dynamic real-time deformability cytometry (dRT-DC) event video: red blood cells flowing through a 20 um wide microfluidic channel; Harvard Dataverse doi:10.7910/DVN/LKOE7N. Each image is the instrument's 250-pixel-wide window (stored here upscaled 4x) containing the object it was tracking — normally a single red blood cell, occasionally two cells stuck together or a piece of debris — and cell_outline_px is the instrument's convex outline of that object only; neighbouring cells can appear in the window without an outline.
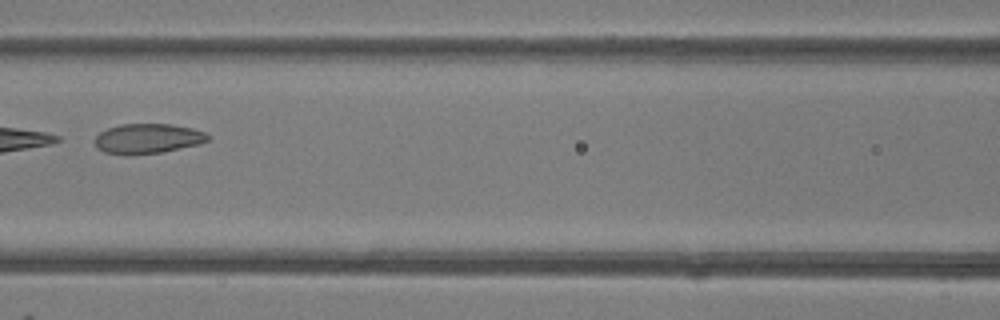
{"species": "common noctule bat (a hibernating species)", "species_latin": "Nyctalus noctula", "temperature_condition": "room temperature", "stored_images_in_passage": 6, "camera_frame_rate_fps": 3000, "um_per_image_px": 0.085, "animal": {"sex": "female"}, "frame": {"image": 1, "passage_image": 6, "time_ms": 5.667, "image_size_px": [1000, 320], "cell_outline_px": [[212, 136], [208, 140], [200, 144], [160, 152], [128, 156], [104, 152], [96, 148], [96, 136], [100, 132], [108, 128], [120, 124], [172, 124], [192, 128], [204, 132]], "centroid_in_image_um": [12.56, 11.79], "position_along_channel_um": 154.0, "area_um2": 19.83}}